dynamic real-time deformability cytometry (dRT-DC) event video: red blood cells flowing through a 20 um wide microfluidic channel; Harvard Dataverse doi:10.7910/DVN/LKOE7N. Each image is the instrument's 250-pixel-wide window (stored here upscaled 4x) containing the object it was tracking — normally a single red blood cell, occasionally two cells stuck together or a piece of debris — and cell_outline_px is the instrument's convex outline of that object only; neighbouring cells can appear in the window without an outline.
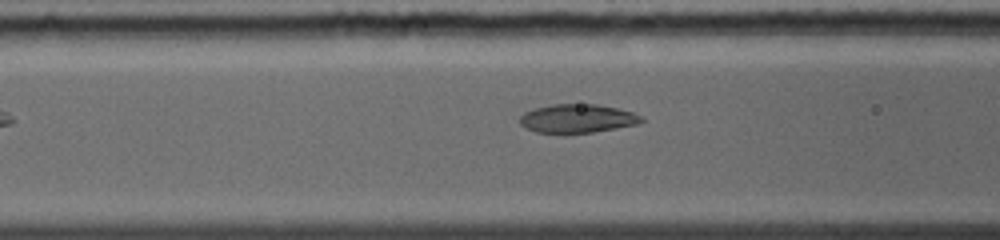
{"species": "common noctule bat (a hibernating species)", "species_latin": "Nyctalus noctula", "temperature_condition": "warm", "stored_images_in_passage": 8, "segment_of_instrument_passage": [1, 2], "camera_frame_rate_fps": 5000, "um_per_image_px": 0.085, "animal": {"sex": "female", "body_mass_g": 19.0, "forearm_length_mm": 56.7}, "frame": {"image": 1, "passage_image": 6, "time_ms": 2.2, "image_size_px": [1000, 240], "cell_outline_px": [[644, 120], [636, 124], [616, 128], [592, 132], [564, 136], [536, 132], [520, 124], [520, 116], [524, 112], [536, 108], [552, 104], [596, 104], [616, 108], [632, 112], [640, 116]], "centroid_in_image_um": [49.02, 10.11], "position_along_channel_um": 117.6, "area_um2": 20.63}}